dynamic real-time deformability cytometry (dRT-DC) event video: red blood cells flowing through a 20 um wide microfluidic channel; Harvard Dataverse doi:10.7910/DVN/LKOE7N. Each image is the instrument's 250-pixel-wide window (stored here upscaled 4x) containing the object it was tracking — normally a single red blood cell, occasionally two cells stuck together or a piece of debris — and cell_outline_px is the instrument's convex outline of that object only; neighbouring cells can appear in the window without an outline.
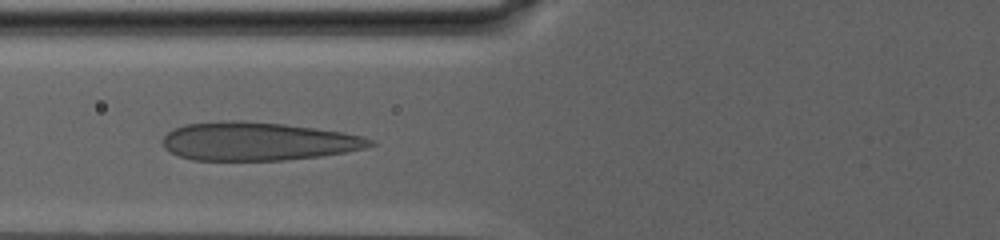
{"species": "human", "species_latin": "Homo sapiens", "temperature_condition": "warm", "stored_images_in_passage": 78, "camera_frame_rate_fps": 3000, "um_per_image_px": 0.085, "donor": {"sex": "male"}, "frame": {"image": 1, "passage_image": 36, "time_ms": 11.667, "image_size_px": [1000, 240], "cell_outline_px": [[376, 144], [364, 148], [344, 152], [320, 156], [284, 160], [192, 160], [180, 156], [164, 148], [160, 140], [168, 132], [184, 124], [232, 120], [244, 120], [284, 124], [344, 132], [364, 136], [376, 140]], "centroid_in_image_um": [21.93, 12.01], "position_along_channel_um": 103.9, "area_um2": 46.47}}
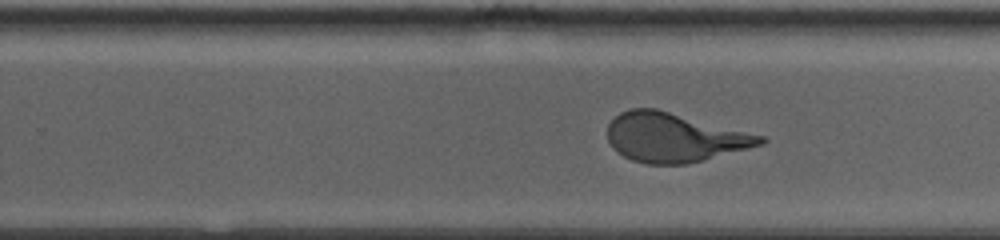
{"frame": {"image": 2, "passage_image": 57, "time_ms": 18.667, "image_size_px": [1000, 240], "cell_outline_px": [[768, 140], [764, 144], [704, 160], [688, 164], [644, 164], [632, 160], [624, 156], [612, 148], [608, 140], [608, 124], [620, 112], [632, 108], [656, 108], [764, 136]], "centroid_in_image_um": [57.3, 11.69], "position_along_channel_um": 272.5, "area_um2": 43.7}}
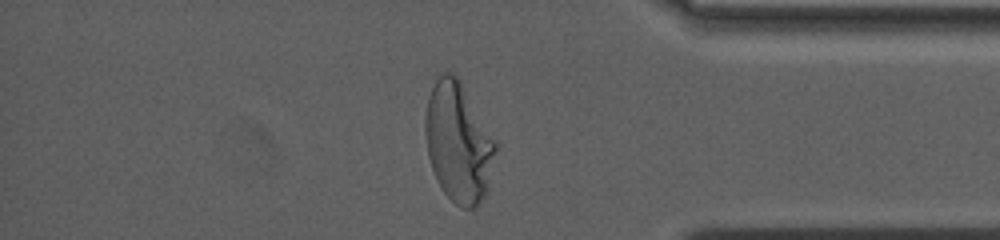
{"frame": {"image": 3, "passage_image": 74, "time_ms": 24.333, "image_size_px": [1000, 240], "cell_outline_px": [[496, 152], [488, 192], [472, 208], [460, 208], [440, 188], [432, 168], [428, 156], [424, 132], [424, 116], [428, 96], [440, 72], [452, 72], [460, 80], [496, 144]], "centroid_in_image_um": [38.93, 12.11], "position_along_channel_um": 396.3, "area_um2": 48.73}, "authors_computed_cell_mechanics": {"area_um2": 47.2804, "velocity_mm_per_s": 2.4045, "shape_relaxation_time_tau1_ms": 9.8608, "shape_relaxation_time_tau2_ms": null, "deformation_change_tau1": 0.3123, "deformation_change_tau2": null}}